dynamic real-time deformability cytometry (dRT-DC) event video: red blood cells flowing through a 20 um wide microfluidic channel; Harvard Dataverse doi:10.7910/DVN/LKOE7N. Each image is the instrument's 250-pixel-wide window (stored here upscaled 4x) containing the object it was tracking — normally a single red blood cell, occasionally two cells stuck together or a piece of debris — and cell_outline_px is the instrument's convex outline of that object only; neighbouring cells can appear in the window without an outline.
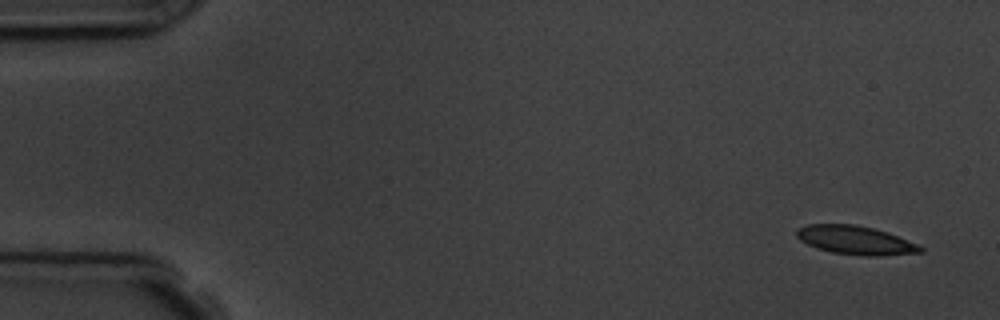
{"species": "common noctule bat (a hibernating species)", "species_latin": "Nyctalus noctula", "temperature_condition": "room temperature", "stored_images_in_passage": 6, "camera_frame_rate_fps": 3000, "um_per_image_px": 0.085, "animal": {"sex": "male", "body_mass_g": 19.5, "forearm_length_mm": 54.6}, "frame": {"image": 1, "passage_image": 1, "time_ms": 0.0, "image_size_px": [1000, 320], "cell_outline_px": [[924, 252], [880, 256], [864, 256], [832, 252], [816, 248], [800, 240], [796, 236], [796, 228], [808, 224], [856, 224], [888, 232], [916, 244], [924, 248]], "centroid_in_image_um": [72.69, 20.41], "position_along_channel_um": 12.3, "area_um2": 20.69}}
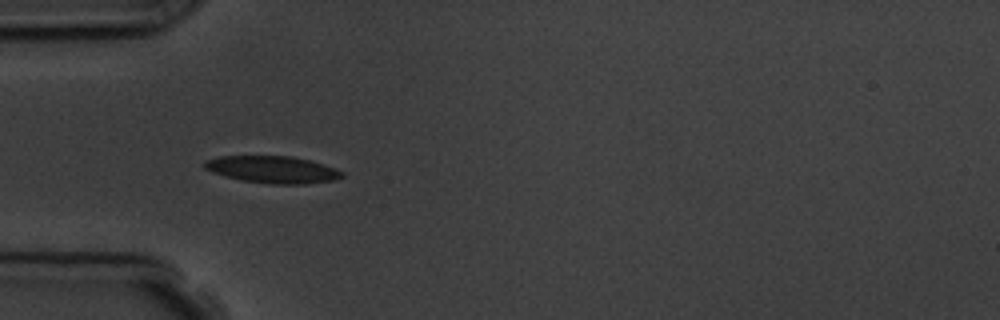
{"frame": {"image": 2, "passage_image": 5, "time_ms": 4.667, "image_size_px": [1000, 320], "cell_outline_px": [[344, 176], [336, 180], [304, 184], [272, 184], [244, 180], [224, 176], [212, 172], [204, 168], [204, 160], [220, 156], [292, 156], [312, 160], [336, 168], [344, 172]], "centroid_in_image_um": [23.21, 14.4], "position_along_channel_um": 61.8, "area_um2": 21.85}}